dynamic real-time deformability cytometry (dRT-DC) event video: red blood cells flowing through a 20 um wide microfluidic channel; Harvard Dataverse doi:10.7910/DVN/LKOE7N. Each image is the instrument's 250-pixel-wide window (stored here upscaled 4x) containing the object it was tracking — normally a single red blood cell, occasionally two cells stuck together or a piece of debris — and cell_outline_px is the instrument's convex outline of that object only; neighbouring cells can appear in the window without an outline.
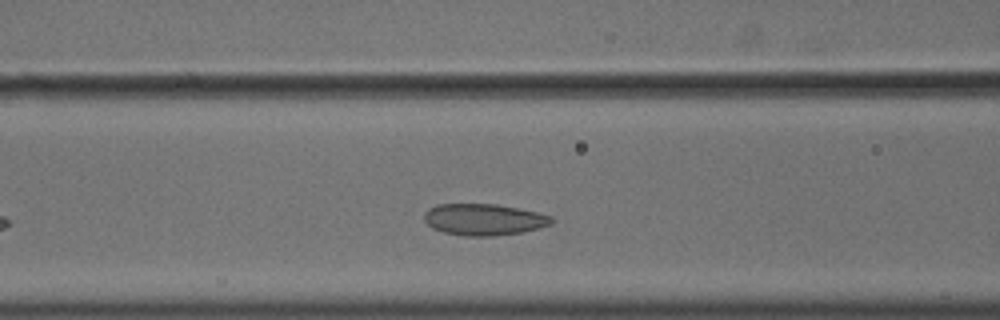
{"species": "common noctule bat (a hibernating species)", "species_latin": "Nyctalus noctula", "temperature_condition": "cold", "stored_images_in_passage": 37, "camera_frame_rate_fps": 3000, "um_per_image_px": 0.085, "animal": {"sex": "male", "body_mass_g": 18.8}, "frame": {"image": 1, "passage_image": 12, "time_ms": 3.667, "image_size_px": [1000, 320], "cell_outline_px": [[552, 224], [540, 228], [524, 232], [496, 236], [464, 236], [444, 232], [432, 228], [424, 220], [424, 212], [428, 208], [436, 204], [496, 204], [536, 212], [552, 216]], "centroid_in_image_um": [41.11, 18.66], "position_along_channel_um": 125.5, "area_um2": 23.52}}
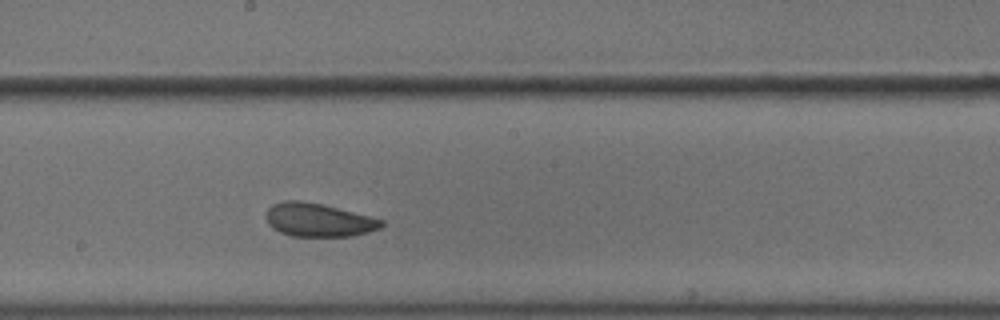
{"frame": {"image": 2, "passage_image": 20, "time_ms": 6.333, "image_size_px": [1000, 320], "cell_outline_px": [[384, 224], [380, 228], [368, 232], [352, 236], [292, 236], [280, 232], [272, 228], [268, 224], [264, 216], [268, 208], [272, 204], [284, 200], [300, 200], [320, 204], [384, 220]], "centroid_in_image_um": [27.01, 18.7], "position_along_channel_um": 221.2, "area_um2": 22.37}}
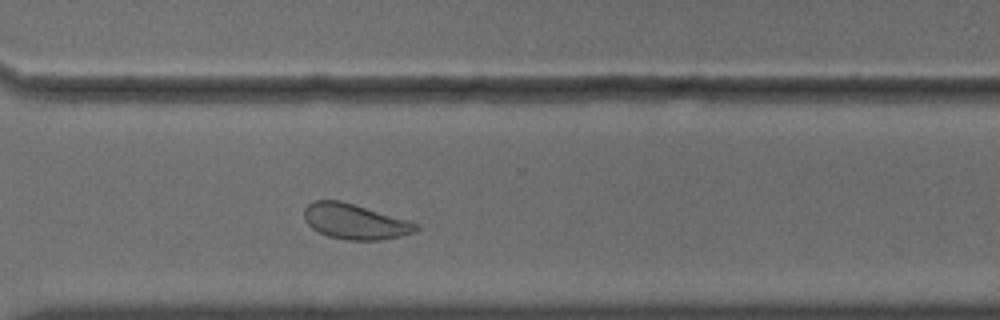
{"frame": {"image": 3, "passage_image": 30, "time_ms": 9.667, "image_size_px": [1000, 320], "cell_outline_px": [[420, 228], [416, 232], [400, 236], [380, 240], [348, 240], [328, 236], [312, 228], [304, 220], [304, 208], [308, 204], [316, 200], [340, 200], [408, 220], [420, 224]], "centroid_in_image_um": [30.19, 18.83], "position_along_channel_um": 340.4, "area_um2": 23.0}, "authors_computed_cell_mechanics": {"area_um2": 22.8888, "velocity_mm_per_s": 3.5856, "shape_relaxation_time_tau1_ms": null, "shape_relaxation_time_tau2_ms": 1.6588, "deformation_change_tau1": null, "deformation_change_tau2": 0.077}}